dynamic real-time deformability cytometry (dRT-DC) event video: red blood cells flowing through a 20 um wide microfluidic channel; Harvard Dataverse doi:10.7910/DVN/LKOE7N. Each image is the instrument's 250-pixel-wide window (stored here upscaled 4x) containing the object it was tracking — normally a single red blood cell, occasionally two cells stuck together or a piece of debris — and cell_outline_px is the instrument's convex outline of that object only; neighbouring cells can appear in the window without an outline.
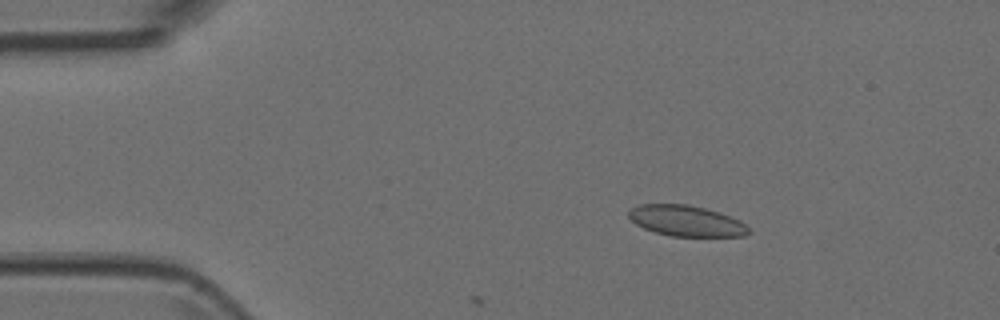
{"species": "Egyptian fruit bat (a non-hibernating species)", "species_latin": "Rousettus aegyptiacus", "temperature_condition": "room temperature", "stored_images_in_passage": 3, "camera_frame_rate_fps": 3000, "um_per_image_px": 0.085, "animal": {"sex": "female"}, "frame": {"image": 1, "passage_image": 2, "time_ms": 0.333, "image_size_px": [1000, 320], "cell_outline_px": [[752, 232], [744, 236], [672, 236], [656, 232], [644, 228], [636, 224], [628, 216], [628, 212], [632, 208], [640, 204], [688, 204], [720, 212], [740, 220]], "centroid_in_image_um": [58.35, 18.77], "position_along_channel_um": 26.7, "area_um2": 21.44}}